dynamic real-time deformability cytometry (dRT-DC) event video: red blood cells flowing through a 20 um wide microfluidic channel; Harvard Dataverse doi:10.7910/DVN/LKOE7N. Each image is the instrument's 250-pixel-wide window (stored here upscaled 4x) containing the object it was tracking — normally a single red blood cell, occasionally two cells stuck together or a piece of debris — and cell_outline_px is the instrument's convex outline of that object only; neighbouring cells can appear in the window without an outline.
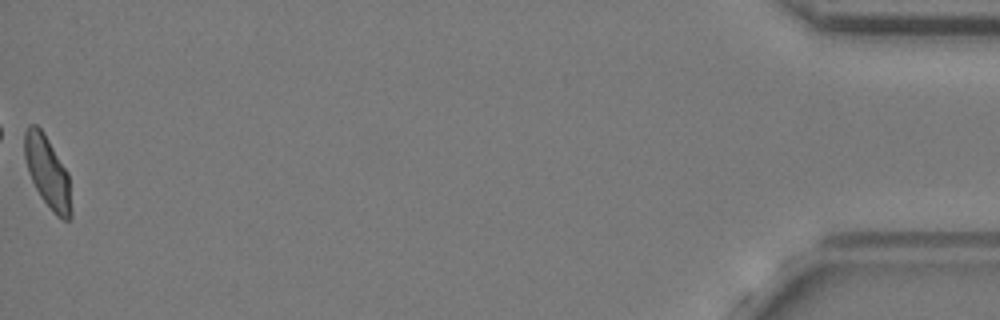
{"species": "common noctule bat (a hibernating species)", "species_latin": "Nyctalus noctula", "temperature_condition": "cold", "stored_images_in_passage": 58, "camera_frame_rate_fps": 3000, "um_per_image_px": 0.085, "animal": {"sex": "female", "body_mass_g": 24.6, "forearm_length_mm": 56.2}, "frame": {"image": 1, "passage_image": 58, "time_ms": 19.0, "image_size_px": [1000, 320], "cell_outline_px": [[72, 216], [68, 220], [64, 220], [56, 216], [52, 212], [40, 196], [28, 172], [24, 156], [24, 132], [28, 124], [36, 124], [44, 132], [68, 172], [72, 212]], "centroid_in_image_um": [4.04, 14.62], "position_along_channel_um": 431.2, "area_um2": 19.65}, "authors_computed_cell_mechanics": {"area_um2": 19.7965, "velocity_mm_per_s": 3.6338, "shape_relaxation_time_tau1_ms": null, "shape_relaxation_time_tau2_ms": 1.6952, "deformation_change_tau1": null, "deformation_change_tau2": 0.0723}}